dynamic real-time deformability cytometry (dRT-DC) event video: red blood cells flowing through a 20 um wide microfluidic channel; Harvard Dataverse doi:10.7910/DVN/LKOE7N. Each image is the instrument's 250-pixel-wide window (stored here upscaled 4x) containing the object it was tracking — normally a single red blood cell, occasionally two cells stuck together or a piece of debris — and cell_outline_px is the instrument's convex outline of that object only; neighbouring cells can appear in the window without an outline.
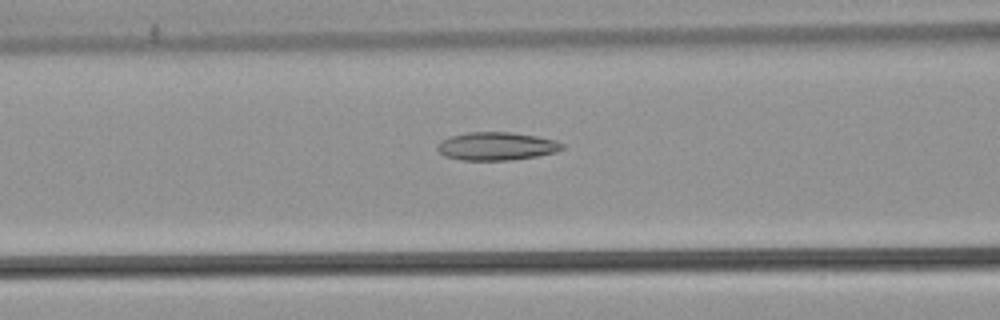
{"species": "common noctule bat (a hibernating species)", "species_latin": "Nyctalus noctula", "temperature_condition": "warm", "stored_images_in_passage": 53, "camera_frame_rate_fps": 3000, "um_per_image_px": 0.085, "animal": {"sex": "male", "body_mass_g": 21.5, "forearm_length_mm": 52.0}, "frame": {"image": 1, "passage_image": 22, "time_ms": 7.0, "image_size_px": [1000, 320], "cell_outline_px": [[564, 148], [556, 152], [536, 156], [512, 160], [464, 160], [444, 156], [436, 148], [436, 144], [440, 140], [448, 136], [468, 132], [512, 132], [536, 136], [556, 140], [564, 144]], "centroid_in_image_um": [42.18, 12.42], "position_along_channel_um": 124.4, "area_um2": 20.63}}
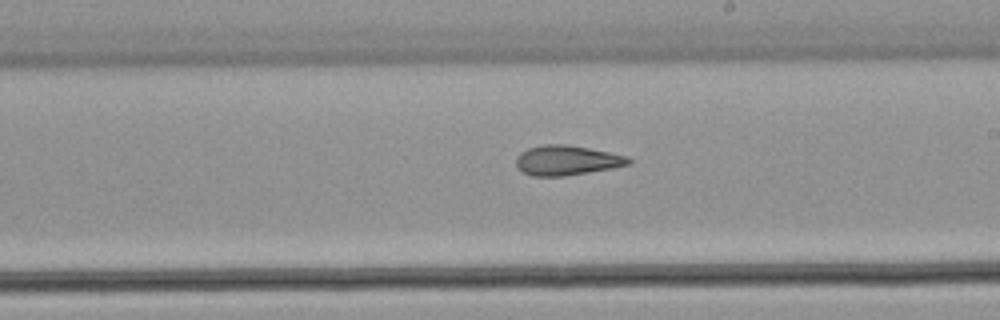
{"frame": {"image": 2, "passage_image": 31, "time_ms": 10.0, "image_size_px": [1000, 320], "cell_outline_px": [[632, 164], [612, 168], [564, 176], [532, 176], [524, 172], [516, 164], [516, 156], [520, 152], [528, 148], [544, 144], [568, 144], [628, 156], [632, 160]], "centroid_in_image_um": [48.19, 13.62], "position_along_channel_um": 240.8, "area_um2": 19.54}}
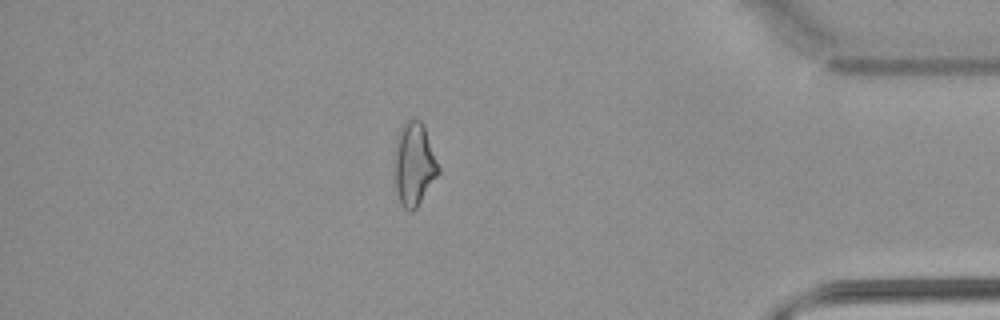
{"frame": {"image": 3, "passage_image": 46, "time_ms": 15.0, "image_size_px": [1000, 320], "cell_outline_px": [[440, 172], [416, 208], [412, 212], [408, 212], [404, 208], [400, 200], [396, 188], [392, 160], [396, 140], [400, 128], [408, 116], [420, 120], [424, 124], [440, 168]], "centroid_in_image_um": [35.17, 13.89], "position_along_channel_um": 400.0, "area_um2": 21.85}, "authors_computed_cell_mechanics": {"area_um2": 21.7906, "velocity_mm_per_s": 3.8866, "shape_relaxation_time_tau1_ms": null, "shape_relaxation_time_tau2_ms": 4.3151, "deformation_change_tau1": null, "deformation_change_tau2": 0.1387}}